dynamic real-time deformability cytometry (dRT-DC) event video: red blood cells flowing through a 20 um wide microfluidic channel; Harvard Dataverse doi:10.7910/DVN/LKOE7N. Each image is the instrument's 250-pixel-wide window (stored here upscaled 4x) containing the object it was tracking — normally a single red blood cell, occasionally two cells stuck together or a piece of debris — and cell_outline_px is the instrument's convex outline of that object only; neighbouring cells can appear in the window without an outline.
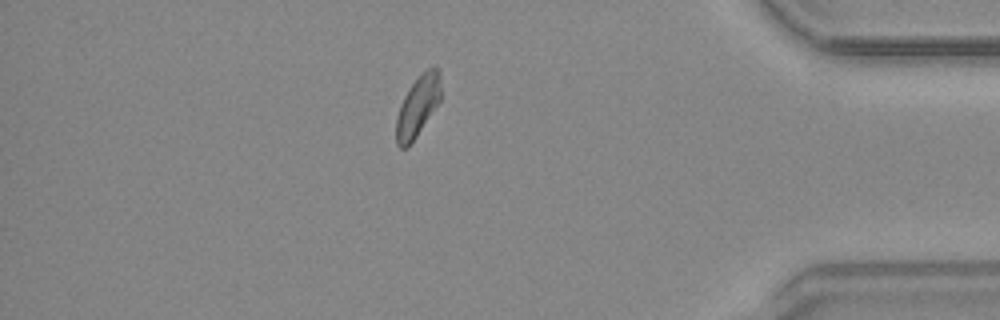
{"species": "common noctule bat (a hibernating species)", "species_latin": "Nyctalus noctula", "temperature_condition": "warm", "stored_images_in_passage": 49, "camera_frame_rate_fps": 3000, "um_per_image_px": 0.085, "animal": {"sex": "male", "body_mass_g": 20.4}, "frame": {"image": 1, "passage_image": 49, "time_ms": 16.0, "image_size_px": [1000, 320], "cell_outline_px": [[440, 100], [416, 136], [404, 148], [400, 148], [396, 144], [396, 116], [400, 104], [408, 88], [428, 68], [436, 68], [440, 72]], "centroid_in_image_um": [35.48, 9.03], "position_along_channel_um": 399.7, "area_um2": 15.32}}